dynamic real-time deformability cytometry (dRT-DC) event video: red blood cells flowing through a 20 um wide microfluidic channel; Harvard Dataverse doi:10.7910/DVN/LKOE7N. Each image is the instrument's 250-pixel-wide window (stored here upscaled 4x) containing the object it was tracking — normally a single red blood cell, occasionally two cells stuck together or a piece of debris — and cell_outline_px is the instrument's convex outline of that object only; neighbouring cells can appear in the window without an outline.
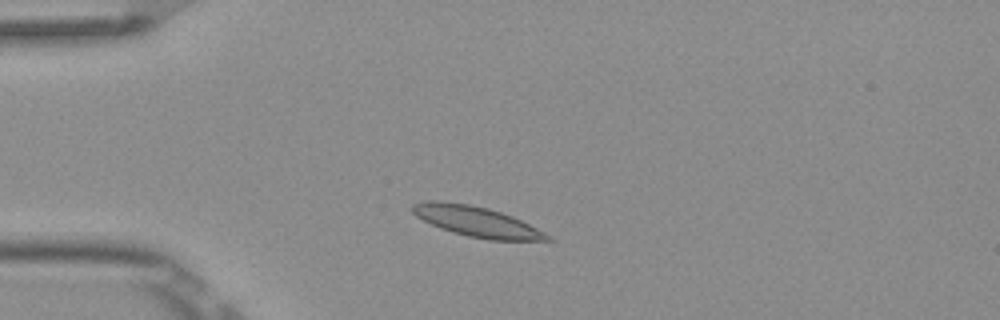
{"species": "Egyptian fruit bat (a non-hibernating species)", "species_latin": "Rousettus aegyptiacus", "temperature_condition": "room temperature", "stored_images_in_passage": 5, "camera_frame_rate_fps": 3000, "um_per_image_px": 0.085, "frame": {"image": 1, "passage_image": 3, "time_ms": 0.667, "image_size_px": [1000, 320], "cell_outline_px": [[556, 240], [488, 240], [468, 236], [452, 232], [440, 228], [416, 216], [412, 212], [412, 204], [428, 200], [436, 200], [468, 204], [488, 208], [512, 216], [552, 236]], "centroid_in_image_um": [40.51, 18.83], "position_along_channel_um": 44.5, "area_um2": 23.64}}
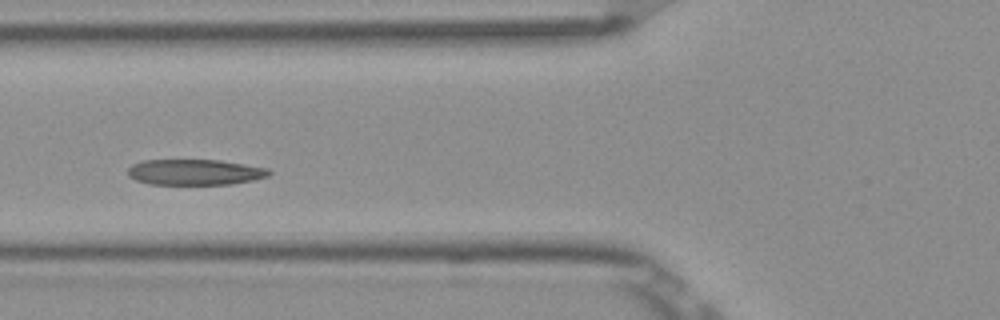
{"frame": {"image": 2, "passage_image": 5, "time_ms": 1.333, "image_size_px": [1000, 320], "cell_outline_px": [[272, 172], [268, 176], [252, 180], [232, 184], [148, 184], [136, 180], [128, 176], [128, 168], [132, 164], [144, 160], [220, 160], [268, 168]], "centroid_in_image_um": [16.56, 14.63], "position_along_channel_um": 109.2, "area_um2": 21.15}}